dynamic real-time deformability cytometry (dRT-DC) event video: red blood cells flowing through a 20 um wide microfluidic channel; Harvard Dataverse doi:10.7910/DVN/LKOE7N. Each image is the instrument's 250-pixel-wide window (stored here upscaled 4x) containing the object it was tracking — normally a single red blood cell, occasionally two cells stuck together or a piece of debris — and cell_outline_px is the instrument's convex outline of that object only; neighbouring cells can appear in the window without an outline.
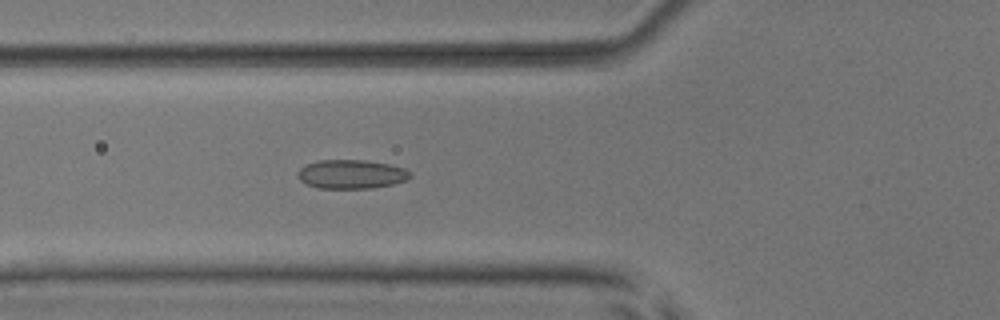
{"species": "common noctule bat (a hibernating species)", "species_latin": "Nyctalus noctula", "temperature_condition": "room temperature", "stored_images_in_passage": 40, "camera_frame_rate_fps": 3000, "um_per_image_px": 0.085, "animal": {"sex": "male", "body_mass_g": 17.9, "forearm_length_mm": 54.2}, "frame": {"image": 1, "passage_image": 7, "time_ms": 2.0, "image_size_px": [1000, 320], "cell_outline_px": [[412, 176], [408, 180], [392, 184], [372, 188], [316, 188], [300, 180], [296, 176], [300, 168], [304, 164], [316, 160], [364, 160], [388, 164], [404, 168], [412, 172]], "centroid_in_image_um": [29.86, 14.8], "position_along_channel_um": 95.9, "area_um2": 19.13}}
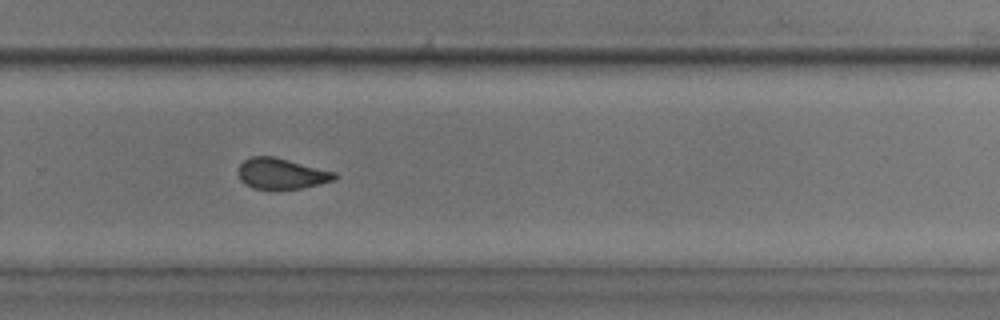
{"frame": {"image": 2, "passage_image": 23, "time_ms": 7.333, "image_size_px": [1000, 320], "cell_outline_px": [[336, 176], [332, 180], [300, 188], [252, 188], [240, 180], [236, 172], [240, 164], [244, 160], [252, 156], [272, 156], [336, 172]], "centroid_in_image_um": [23.84, 14.74], "position_along_channel_um": 306.0, "area_um2": 16.88}}
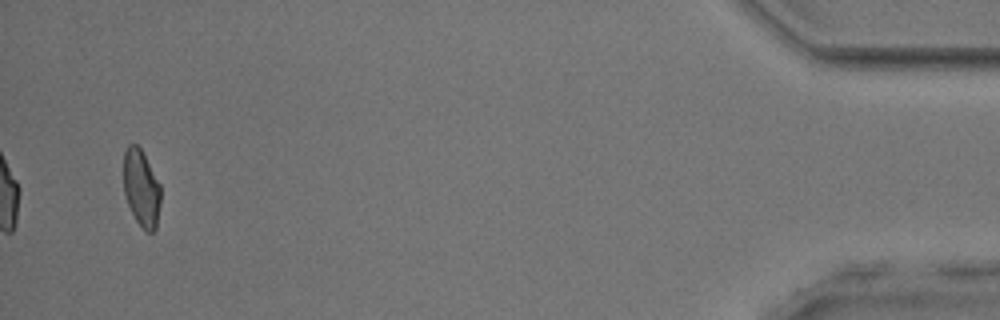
{"frame": {"image": 3, "passage_image": 38, "time_ms": 12.333, "image_size_px": [1000, 320], "cell_outline_px": [[160, 204], [156, 228], [152, 232], [148, 232], [136, 220], [128, 204], [124, 192], [124, 152], [128, 144], [136, 144], [140, 148], [160, 184]], "centroid_in_image_um": [12.01, 15.98], "position_along_channel_um": 423.2, "area_um2": 16.36}, "authors_computed_cell_mechanics": {"area_um2": 17.918, "velocity_mm_per_s": 3.9411, "shape_relaxation_time_tau1_ms": null, "shape_relaxation_time_tau2_ms": 1.3824, "deformation_change_tau1": null, "deformation_change_tau2": 0.075}}